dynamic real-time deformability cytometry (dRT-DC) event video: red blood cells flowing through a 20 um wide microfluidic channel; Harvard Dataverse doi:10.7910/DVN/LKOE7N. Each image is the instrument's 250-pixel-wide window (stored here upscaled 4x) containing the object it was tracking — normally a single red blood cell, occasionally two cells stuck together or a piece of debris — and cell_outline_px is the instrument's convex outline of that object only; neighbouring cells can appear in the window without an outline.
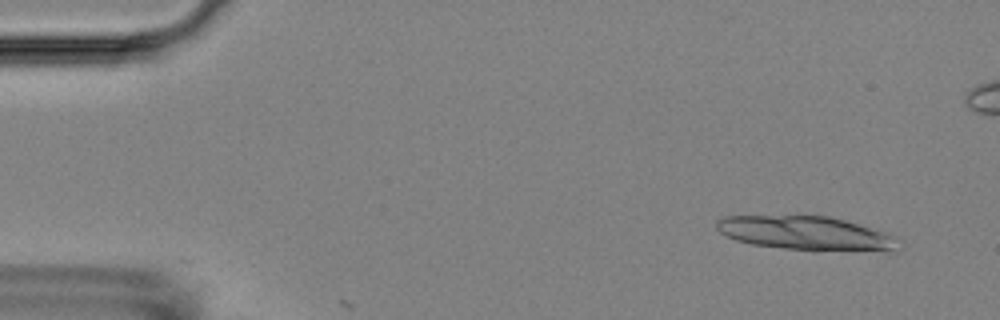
{"species": "Egyptian fruit bat (a non-hibernating species)", "species_latin": "Rousettus aegyptiacus", "temperature_condition": "room temperature", "stored_images_in_passage": 6, "camera_frame_rate_fps": 3000, "um_per_image_px": 0.085, "animal": {"sex": "female"}, "frame": {"image": 1, "passage_image": 2, "time_ms": 1.0, "image_size_px": [1000, 320], "cell_outline_px": [[896, 252], [812, 252], [752, 244], [736, 240], [720, 232], [716, 228], [716, 220], [724, 216], [828, 216], [844, 220], [884, 232], [892, 236]], "centroid_in_image_um": [68.51, 19.87], "position_along_channel_um": 16.5, "area_um2": 36.36}}